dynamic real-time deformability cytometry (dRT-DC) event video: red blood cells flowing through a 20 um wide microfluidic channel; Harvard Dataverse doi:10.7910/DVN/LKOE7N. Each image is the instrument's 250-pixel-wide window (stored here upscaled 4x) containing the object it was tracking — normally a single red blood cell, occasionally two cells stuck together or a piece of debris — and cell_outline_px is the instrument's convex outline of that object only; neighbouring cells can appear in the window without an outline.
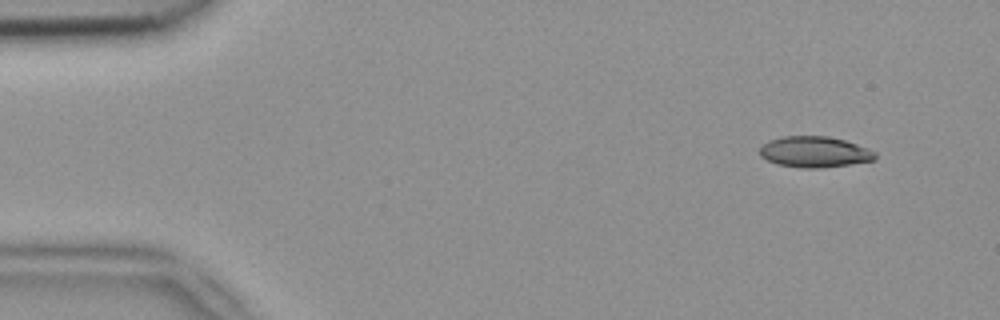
{"species": "common noctule bat (a hibernating species)", "species_latin": "Nyctalus noctula", "temperature_condition": "room temperature", "stored_images_in_passage": 48, "camera_frame_rate_fps": 3000, "um_per_image_px": 0.085, "animal": {"sex": "female", "body_mass_g": 18.4}, "frame": {"image": 1, "passage_image": 1, "time_ms": 0.0, "image_size_px": [1000, 320], "cell_outline_px": [[876, 160], [820, 168], [800, 168], [776, 164], [760, 156], [760, 144], [768, 140], [784, 136], [828, 136], [844, 140], [868, 148], [876, 152]], "centroid_in_image_um": [69.21, 12.91], "position_along_channel_um": 15.8, "area_um2": 20.92}}
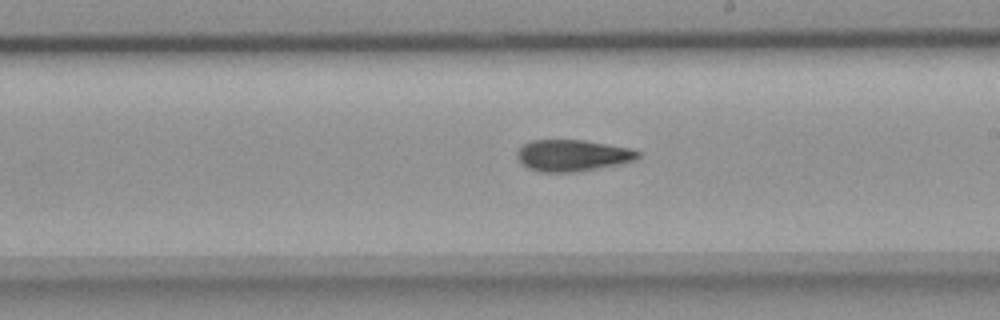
{"frame": {"image": 2, "passage_image": 26, "time_ms": 8.333, "image_size_px": [1000, 320], "cell_outline_px": [[640, 156], [632, 160], [616, 164], [596, 168], [572, 172], [540, 172], [528, 168], [516, 156], [516, 152], [524, 144], [532, 140], [584, 140], [632, 148], [640, 152]], "centroid_in_image_um": [48.64, 13.2], "position_along_channel_um": 240.4, "area_um2": 21.91}}
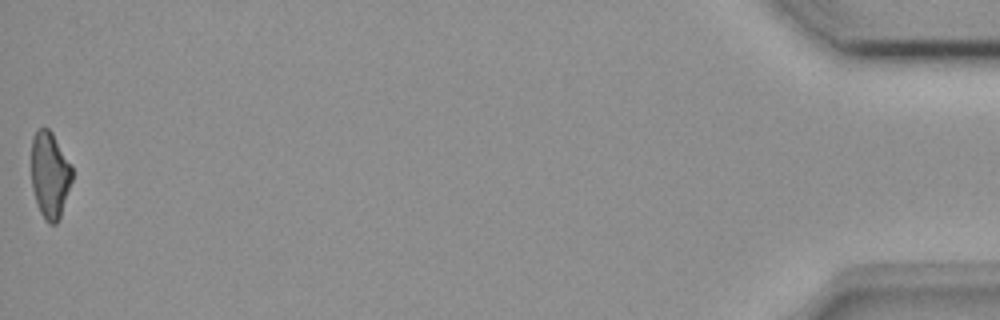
{"frame": {"image": 3, "passage_image": 48, "time_ms": 15.667, "image_size_px": [1000, 320], "cell_outline_px": [[72, 180], [60, 216], [56, 224], [48, 224], [44, 220], [36, 204], [32, 188], [32, 136], [36, 128], [48, 128], [52, 132], [72, 164]], "centroid_in_image_um": [4.23, 14.85], "position_along_channel_um": 431.0, "area_um2": 20.75}, "authors_computed_cell_mechanics": {"area_um2": 21.7906, "velocity_mm_per_s": 3.9405, "shape_relaxation_time_tau1_ms": 6.2929, "shape_relaxation_time_tau2_ms": 3.8067, "deformation_change_tau1": 0.207, "deformation_change_tau2": 0.1334}}